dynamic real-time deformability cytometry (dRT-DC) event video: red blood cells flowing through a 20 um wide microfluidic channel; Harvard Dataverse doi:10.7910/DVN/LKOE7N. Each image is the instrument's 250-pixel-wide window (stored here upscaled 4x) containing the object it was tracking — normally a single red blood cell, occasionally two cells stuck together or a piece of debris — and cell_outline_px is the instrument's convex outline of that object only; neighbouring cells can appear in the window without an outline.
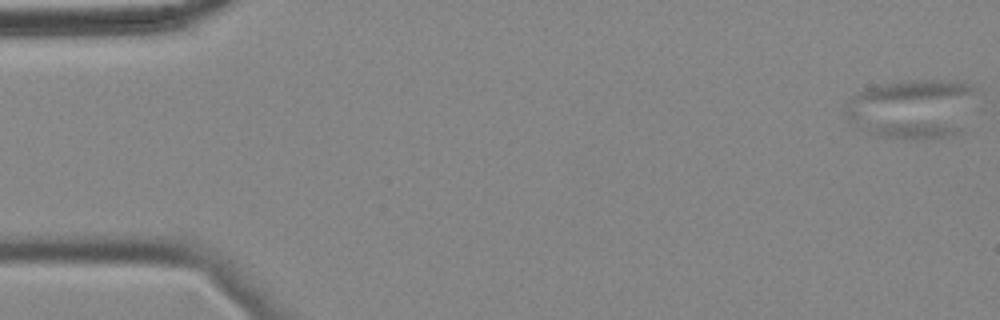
{"species": "common noctule bat (a hibernating species)", "species_latin": "Nyctalus noctula", "temperature_condition": "cold", "stored_images_in_passage": 58, "camera_frame_rate_fps": 3000, "um_per_image_px": 0.085, "animal": {"sex": "female", "body_mass_g": 18.4}, "frame": {"image": 1, "passage_image": 1, "time_ms": 0.0, "image_size_px": [1000, 320], "cell_outline_px": [[976, 88], [960, 132], [952, 136], [924, 140], [876, 136], [868, 132], [848, 120], [844, 116], [844, 108], [848, 100], [852, 96], [864, 88], [884, 84], [908, 80], [960, 80], [972, 84]], "centroid_in_image_um": [77.51, 9.24], "position_along_channel_um": 7.5, "area_um2": 45.49}}
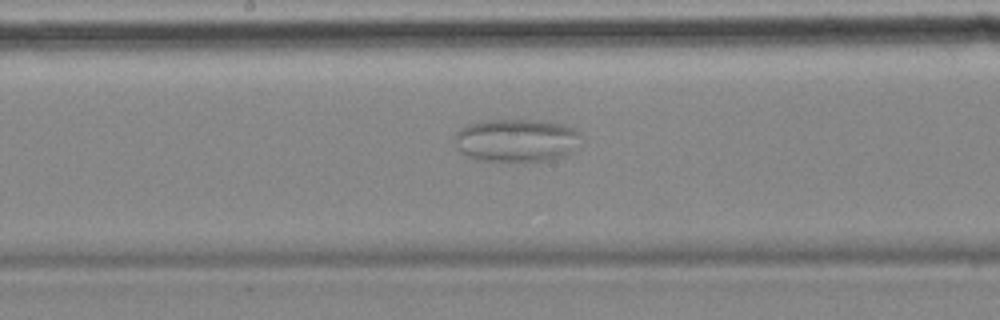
{"frame": {"image": 2, "passage_image": 30, "time_ms": 9.667, "image_size_px": [1000, 320], "cell_outline_px": [[580, 132], [568, 152], [564, 156], [556, 160], [480, 160], [468, 156], [452, 140], [452, 136], [460, 128], [468, 124], [488, 120], [548, 120], [568, 124], [576, 128]], "centroid_in_image_um": [43.87, 11.88], "position_along_channel_um": 204.3, "area_um2": 31.33}}
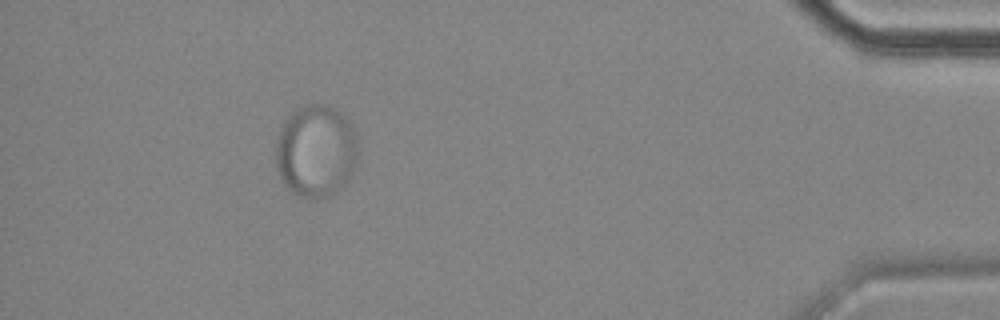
{"frame": {"image": 3, "passage_image": 53, "time_ms": 17.333, "image_size_px": [1000, 320], "cell_outline_px": [[360, 152], [356, 168], [352, 176], [344, 188], [328, 196], [316, 200], [312, 200], [300, 196], [292, 192], [280, 180], [276, 168], [276, 140], [280, 128], [284, 120], [292, 112], [304, 104], [328, 104], [336, 108], [348, 120], [356, 136]], "centroid_in_image_um": [26.88, 12.87], "position_along_channel_um": 408.3, "area_um2": 45.66}}